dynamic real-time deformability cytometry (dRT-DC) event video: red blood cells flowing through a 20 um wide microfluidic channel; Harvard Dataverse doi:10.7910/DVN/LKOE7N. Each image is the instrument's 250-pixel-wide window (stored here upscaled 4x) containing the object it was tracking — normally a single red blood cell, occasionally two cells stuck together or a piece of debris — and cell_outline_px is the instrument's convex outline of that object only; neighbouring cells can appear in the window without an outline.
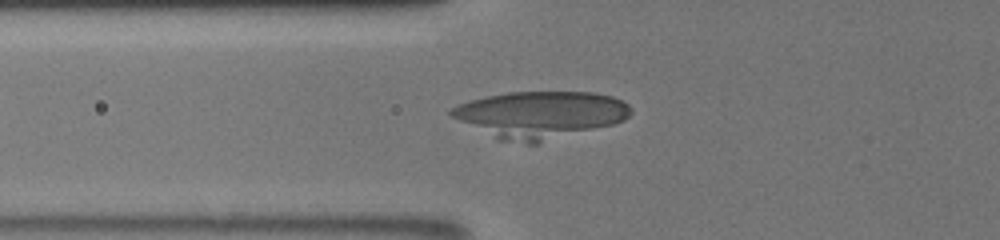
{"species": "human", "species_latin": "Homo sapiens", "temperature_condition": "room temperature", "stored_images_in_passage": 77, "camera_frame_rate_fps": 3000, "um_per_image_px": 0.085, "donor": {"sex": "male"}, "frame": {"image": 1, "passage_image": 25, "time_ms": 6.667, "image_size_px": [1000, 240], "cell_outline_px": [[632, 112], [624, 120], [612, 124], [536, 144], [528, 144], [496, 140], [452, 116], [448, 112], [456, 104], [468, 100], [484, 96], [508, 92], [592, 92], [612, 96], [628, 104], [632, 108]], "centroid_in_image_um": [45.88, 9.75], "position_along_channel_um": 79.9, "area_um2": 49.25}}
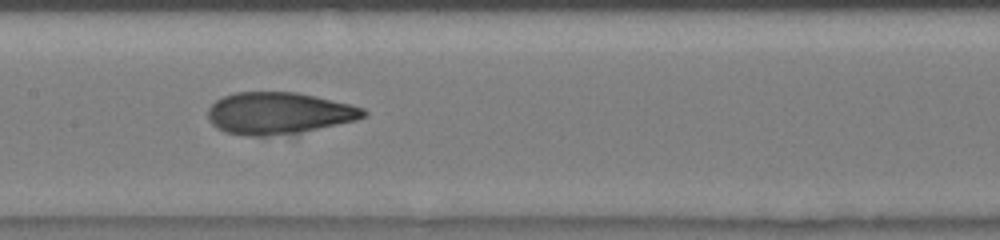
{"frame": {"image": 2, "passage_image": 38, "time_ms": 9.333, "image_size_px": [1000, 240], "cell_outline_px": [[368, 116], [356, 120], [300, 132], [268, 136], [252, 136], [224, 132], [216, 128], [208, 120], [208, 108], [216, 100], [224, 96], [236, 92], [296, 92], [316, 96], [352, 104], [364, 108], [368, 112]], "centroid_in_image_um": [23.7, 9.62], "position_along_channel_um": 183.7, "area_um2": 38.03}}
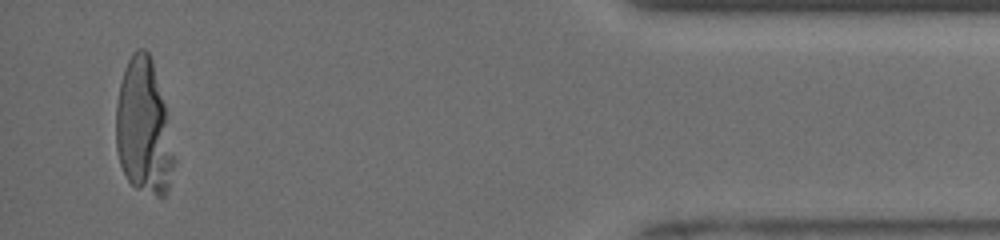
{"frame": {"image": 3, "passage_image": 73, "time_ms": 16.667, "image_size_px": [1000, 240], "cell_outline_px": [[172, 168], [168, 188], [164, 196], [160, 200], [136, 188], [128, 180], [120, 164], [116, 148], [116, 104], [120, 84], [124, 68], [132, 52], [136, 48], [144, 48], [148, 52], [152, 60], [164, 104], [172, 156]], "centroid_in_image_um": [12.16, 10.83], "position_along_channel_um": 423.0, "area_um2": 44.85}}